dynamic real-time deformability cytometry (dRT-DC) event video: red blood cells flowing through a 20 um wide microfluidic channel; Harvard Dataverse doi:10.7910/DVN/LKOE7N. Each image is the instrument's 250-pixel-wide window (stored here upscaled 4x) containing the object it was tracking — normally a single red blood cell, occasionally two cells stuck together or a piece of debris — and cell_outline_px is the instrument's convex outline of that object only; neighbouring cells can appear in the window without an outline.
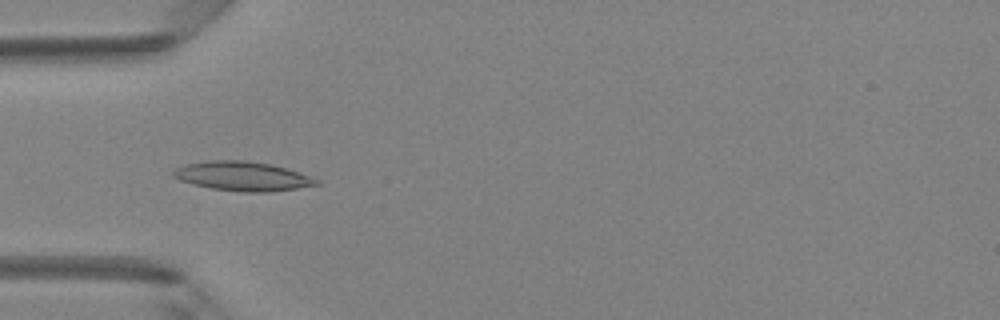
{"species": "Egyptian fruit bat (a non-hibernating species)", "species_latin": "Rousettus aegyptiacus", "temperature_condition": "room temperature", "stored_images_in_passage": 48, "camera_frame_rate_fps": 3000, "um_per_image_px": 0.085, "animal": {"sex": "female"}, "frame": {"image": 1, "passage_image": 15, "time_ms": 4.667, "image_size_px": [1000, 320], "cell_outline_px": [[320, 184], [272, 192], [240, 192], [212, 188], [180, 180], [172, 176], [172, 172], [176, 168], [184, 164], [208, 160], [244, 160], [272, 164], [320, 180]], "centroid_in_image_um": [20.59, 14.97], "position_along_channel_um": 64.4, "area_um2": 24.22}}
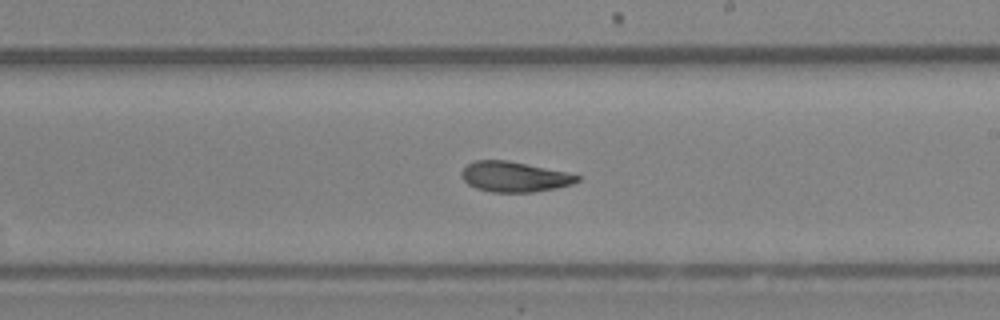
{"frame": {"image": 2, "passage_image": 28, "time_ms": 9.0, "image_size_px": [1000, 320], "cell_outline_px": [[580, 180], [572, 184], [556, 188], [532, 192], [492, 192], [476, 188], [468, 184], [464, 180], [460, 172], [468, 164], [476, 160], [508, 160], [564, 172], [580, 176]], "centroid_in_image_um": [43.7, 15.03], "position_along_channel_um": 245.3, "area_um2": 20.17}}
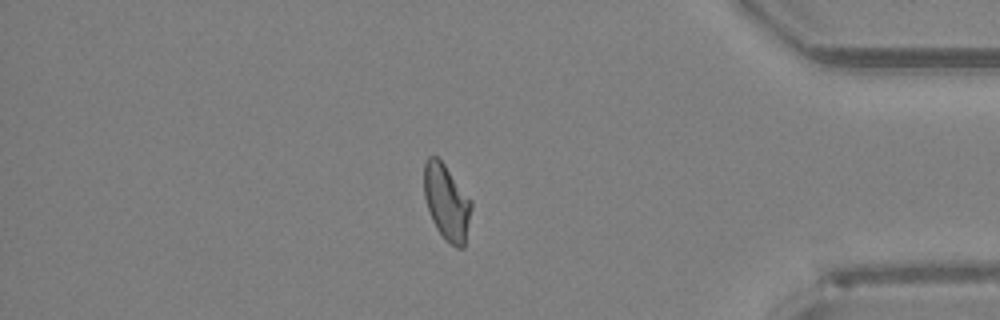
{"frame": {"image": 3, "passage_image": 41, "time_ms": 13.333, "image_size_px": [1000, 320], "cell_outline_px": [[472, 208], [464, 248], [456, 248], [444, 240], [436, 228], [432, 220], [424, 196], [424, 164], [428, 156], [436, 156], [444, 164], [472, 200]], "centroid_in_image_um": [37.97, 17.22], "position_along_channel_um": 397.2, "area_um2": 20.98}, "authors_computed_cell_mechanics": {"area_um2": 21.2704, "velocity_mm_per_s": 4.2165, "shape_relaxation_time_tau1_ms": null, "shape_relaxation_time_tau2_ms": 2.9725, "deformation_change_tau1": null, "deformation_change_tau2": 0.087}}